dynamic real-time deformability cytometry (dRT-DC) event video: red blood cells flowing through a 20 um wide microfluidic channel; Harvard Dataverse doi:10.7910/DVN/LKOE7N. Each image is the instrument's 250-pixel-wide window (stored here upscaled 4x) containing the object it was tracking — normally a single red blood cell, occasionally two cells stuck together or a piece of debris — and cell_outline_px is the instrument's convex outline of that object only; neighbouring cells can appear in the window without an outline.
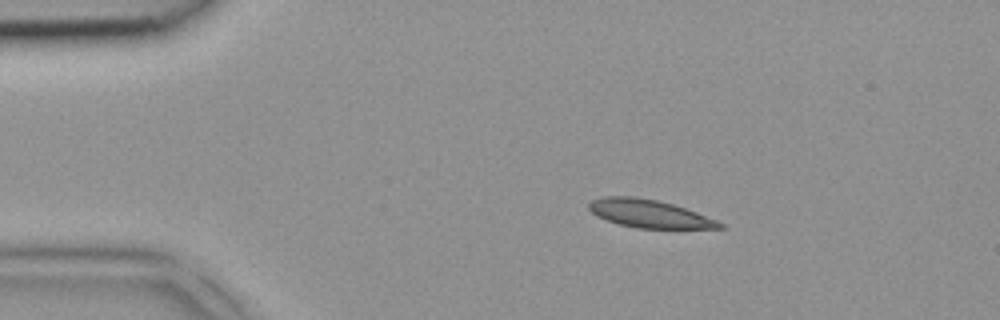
{"species": "common noctule bat (a hibernating species)", "species_latin": "Nyctalus noctula", "temperature_condition": "room temperature", "stored_images_in_passage": 2, "camera_frame_rate_fps": 3000, "um_per_image_px": 0.085, "animal": {"sex": "female", "body_mass_g": 18.4}, "frame": {"image": 1, "passage_image": 1, "time_ms": 0.0, "image_size_px": [1000, 320], "cell_outline_px": [[728, 228], [636, 228], [620, 224], [596, 216], [588, 208], [588, 204], [592, 200], [604, 196], [632, 196], [656, 200], [672, 204], [696, 212], [716, 220], [724, 224]], "centroid_in_image_um": [55.17, 18.16], "position_along_channel_um": 29.8, "area_um2": 21.1}}